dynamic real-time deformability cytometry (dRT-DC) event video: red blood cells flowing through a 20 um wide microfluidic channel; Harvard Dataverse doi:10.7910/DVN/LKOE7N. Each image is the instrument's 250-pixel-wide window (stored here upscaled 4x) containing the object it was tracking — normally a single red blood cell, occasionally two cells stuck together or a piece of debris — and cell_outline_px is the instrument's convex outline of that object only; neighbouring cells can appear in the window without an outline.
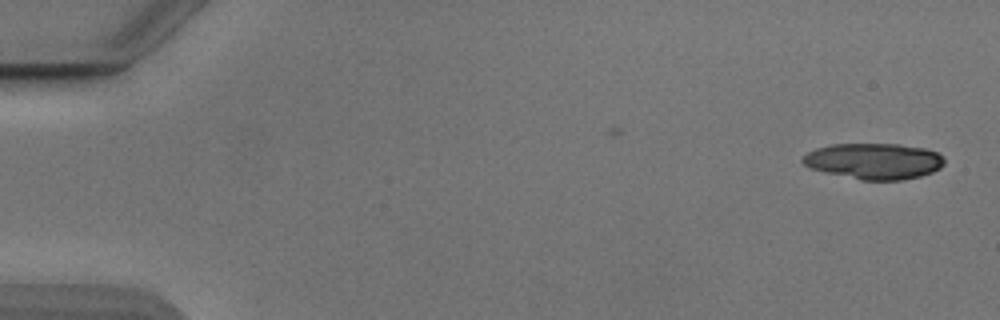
{"species": "Egyptian fruit bat (a non-hibernating species)", "species_latin": "Rousettus aegyptiacus", "temperature_condition": "cold", "stored_images_in_passage": 7, "camera_frame_rate_fps": 3000, "um_per_image_px": 0.085, "animal": {"sex": "male"}, "frame": {"image": 1, "passage_image": 1, "time_ms": 0.0, "image_size_px": [1000, 320], "cell_outline_px": [[944, 164], [940, 168], [932, 172], [920, 176], [900, 180], [860, 180], [824, 172], [808, 168], [800, 160], [808, 152], [816, 148], [832, 144], [900, 144], [924, 148], [936, 152], [944, 156]], "centroid_in_image_um": [74.28, 13.7], "position_along_channel_um": 10.7, "area_um2": 29.82}}